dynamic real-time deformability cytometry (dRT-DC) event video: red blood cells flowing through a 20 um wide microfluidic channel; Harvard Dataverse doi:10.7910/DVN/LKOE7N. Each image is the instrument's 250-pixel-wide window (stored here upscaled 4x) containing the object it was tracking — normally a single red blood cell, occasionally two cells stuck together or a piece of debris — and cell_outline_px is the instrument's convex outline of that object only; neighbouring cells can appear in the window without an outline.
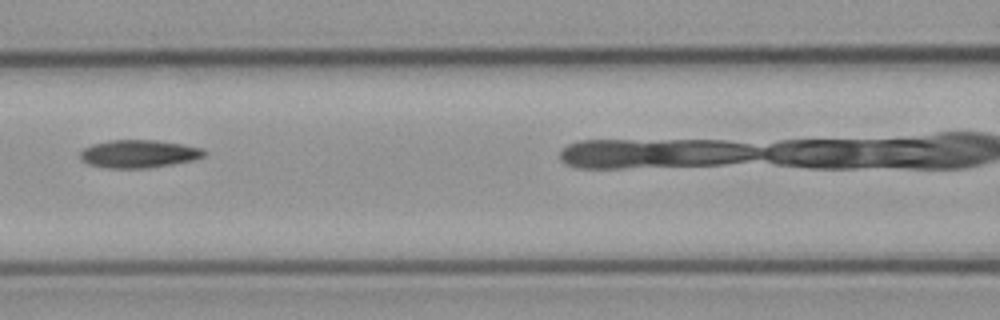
{"species": "common noctule bat (a hibernating species)", "species_latin": "Nyctalus noctula", "temperature_condition": "cold", "stored_images_in_passage": 6, "camera_frame_rate_fps": 3000, "um_per_image_px": 0.085, "animal": {"sex": "male", "body_mass_g": 23.1, "forearm_length_mm": 52.7}, "frame": {"image": 1, "passage_image": 6, "time_ms": 6.0, "image_size_px": [1000, 320], "cell_outline_px": [[208, 152], [204, 156], [192, 160], [172, 164], [148, 168], [108, 168], [88, 164], [80, 156], [80, 152], [84, 148], [92, 144], [108, 140], [156, 140], [204, 148]], "centroid_in_image_um": [11.81, 13.07], "position_along_channel_um": 154.8, "area_um2": 20.11}}